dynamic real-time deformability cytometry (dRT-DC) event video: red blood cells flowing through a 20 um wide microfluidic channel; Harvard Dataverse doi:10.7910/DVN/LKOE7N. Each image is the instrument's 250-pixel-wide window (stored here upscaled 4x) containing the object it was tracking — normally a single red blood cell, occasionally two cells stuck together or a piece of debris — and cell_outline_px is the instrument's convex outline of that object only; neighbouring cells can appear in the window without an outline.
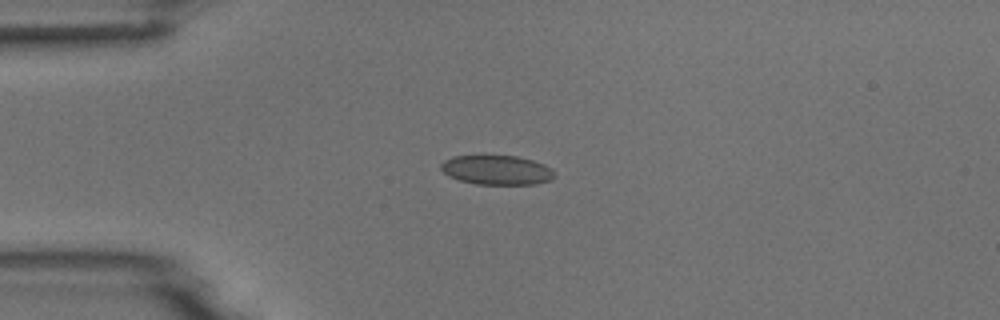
{"species": "common noctule bat (a hibernating species)", "species_latin": "Nyctalus noctula", "temperature_condition": "room temperature", "stored_images_in_passage": 9, "camera_frame_rate_fps": 3000, "um_per_image_px": 0.085, "animal": {"sex": "male", "body_mass_g": 18.8}, "frame": {"image": 1, "passage_image": 4, "time_ms": 4.333, "image_size_px": [1000, 320], "cell_outline_px": [[556, 176], [552, 180], [536, 184], [476, 184], [460, 180], [448, 176], [440, 168], [440, 164], [444, 160], [452, 156], [516, 156], [532, 160], [544, 164], [552, 168], [556, 172]], "centroid_in_image_um": [42.26, 14.45], "position_along_channel_um": 42.7, "area_um2": 19.59}}